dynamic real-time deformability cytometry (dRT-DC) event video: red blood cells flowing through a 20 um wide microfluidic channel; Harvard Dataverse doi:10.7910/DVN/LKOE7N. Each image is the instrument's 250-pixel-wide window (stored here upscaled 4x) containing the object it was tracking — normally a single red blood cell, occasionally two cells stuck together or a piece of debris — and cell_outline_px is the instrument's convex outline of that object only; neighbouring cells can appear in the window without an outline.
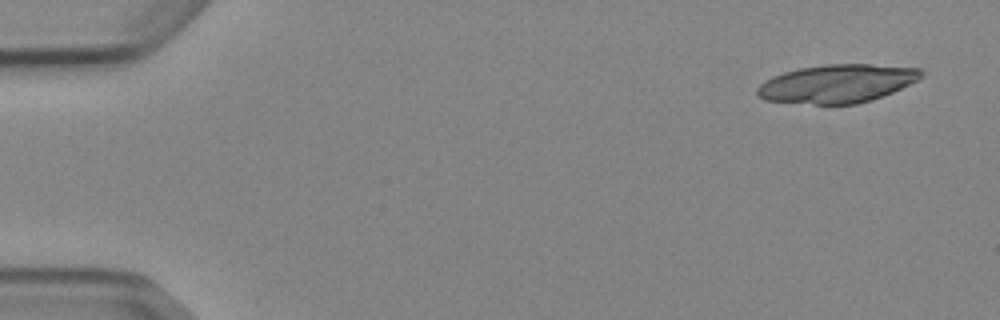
{"species": "Egyptian fruit bat (a non-hibernating species)", "species_latin": "Rousettus aegyptiacus", "temperature_condition": "cold", "stored_images_in_passage": 4, "camera_frame_rate_fps": 3000, "um_per_image_px": 0.085, "animal": {"sex": "female"}, "frame": {"image": 1, "passage_image": 1, "time_ms": 0.0, "image_size_px": [1000, 320], "cell_outline_px": [[924, 76], [892, 92], [872, 100], [856, 104], [832, 108], [764, 100], [756, 96], [756, 88], [764, 80], [772, 76], [784, 72], [800, 68], [828, 64], [868, 64], [920, 68], [924, 72]], "centroid_in_image_um": [71.08, 7.16], "position_along_channel_um": 13.9, "area_um2": 37.69}}